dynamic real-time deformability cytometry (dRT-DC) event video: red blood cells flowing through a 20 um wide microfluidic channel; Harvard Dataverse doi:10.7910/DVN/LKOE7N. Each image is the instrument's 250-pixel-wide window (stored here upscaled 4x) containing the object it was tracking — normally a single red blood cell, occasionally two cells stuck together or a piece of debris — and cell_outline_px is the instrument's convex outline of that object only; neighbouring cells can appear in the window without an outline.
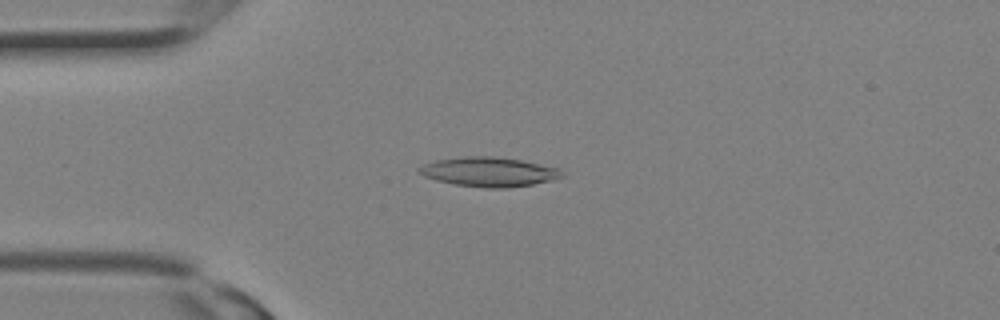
{"species": "Egyptian fruit bat (a non-hibernating species)", "species_latin": "Rousettus aegyptiacus", "temperature_condition": "room temperature", "stored_images_in_passage": 16, "camera_frame_rate_fps": 3000, "um_per_image_px": 0.085, "animal": {"sex": "female"}, "frame": {"image": 1, "passage_image": 6, "time_ms": 1.667, "image_size_px": [1000, 320], "cell_outline_px": [[564, 176], [552, 180], [532, 184], [508, 188], [488, 188], [456, 184], [436, 180], [424, 176], [416, 172], [416, 168], [424, 164], [436, 160], [460, 156], [492, 156], [520, 160], [560, 168], [564, 172]], "centroid_in_image_um": [41.54, 14.6], "position_along_channel_um": 43.5, "area_um2": 24.57}}
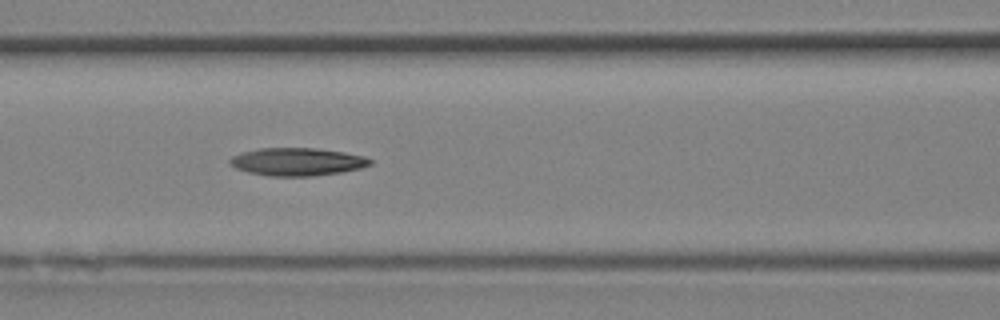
{"frame": {"image": 2, "passage_image": 11, "time_ms": 3.333, "image_size_px": [1000, 320], "cell_outline_px": [[372, 164], [360, 168], [340, 172], [312, 176], [268, 176], [248, 172], [236, 168], [228, 164], [228, 160], [232, 156], [240, 152], [260, 148], [316, 148], [344, 152], [364, 156], [372, 160]], "centroid_in_image_um": [25.22, 13.74], "position_along_channel_um": 141.4, "area_um2": 22.83}}
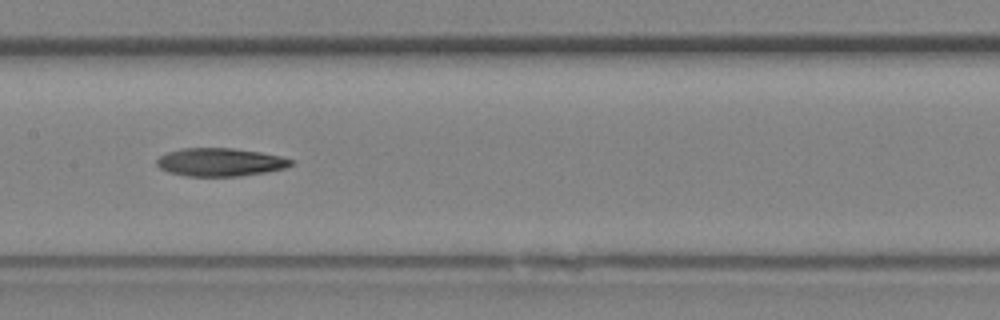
{"frame": {"image": 3, "passage_image": 13, "time_ms": 4.0, "image_size_px": [1000, 320], "cell_outline_px": [[292, 164], [284, 168], [264, 172], [240, 176], [188, 176], [168, 172], [160, 168], [156, 164], [156, 160], [160, 156], [168, 152], [180, 148], [232, 148], [260, 152], [280, 156], [292, 160]], "centroid_in_image_um": [18.67, 13.78], "position_along_channel_um": 188.7, "area_um2": 21.85}}